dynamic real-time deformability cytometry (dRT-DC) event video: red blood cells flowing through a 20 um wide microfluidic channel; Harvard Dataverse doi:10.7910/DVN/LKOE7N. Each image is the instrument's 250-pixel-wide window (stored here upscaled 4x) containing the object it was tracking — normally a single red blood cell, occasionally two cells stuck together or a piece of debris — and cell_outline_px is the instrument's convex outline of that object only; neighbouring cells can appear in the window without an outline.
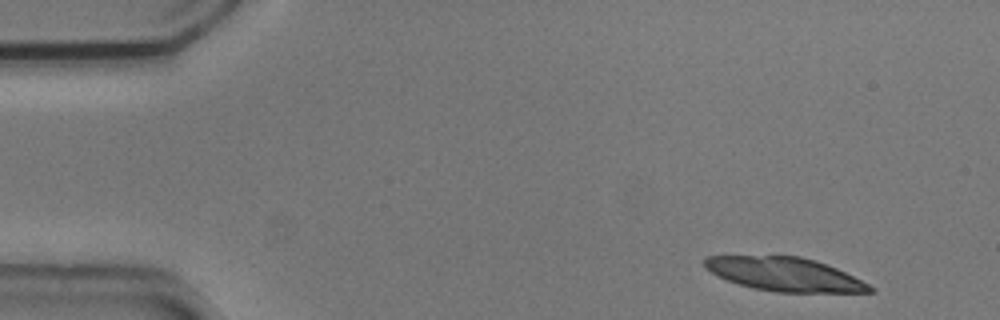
{"species": "common noctule bat (a hibernating species)", "species_latin": "Nyctalus noctula", "temperature_condition": "cold", "stored_images_in_passage": 6, "camera_frame_rate_fps": 3000, "um_per_image_px": 0.085, "animal": {"sex": "male", "body_mass_g": 20.5, "forearm_length_mm": 52.5}, "frame": {"image": 1, "passage_image": 1, "time_ms": 0.0, "image_size_px": [1000, 320], "cell_outline_px": [[876, 292], [776, 292], [752, 288], [728, 280], [704, 268], [704, 256], [800, 256], [816, 260], [828, 264], [876, 288]], "centroid_in_image_um": [66.71, 23.31], "position_along_channel_um": 18.3, "area_um2": 32.19}}